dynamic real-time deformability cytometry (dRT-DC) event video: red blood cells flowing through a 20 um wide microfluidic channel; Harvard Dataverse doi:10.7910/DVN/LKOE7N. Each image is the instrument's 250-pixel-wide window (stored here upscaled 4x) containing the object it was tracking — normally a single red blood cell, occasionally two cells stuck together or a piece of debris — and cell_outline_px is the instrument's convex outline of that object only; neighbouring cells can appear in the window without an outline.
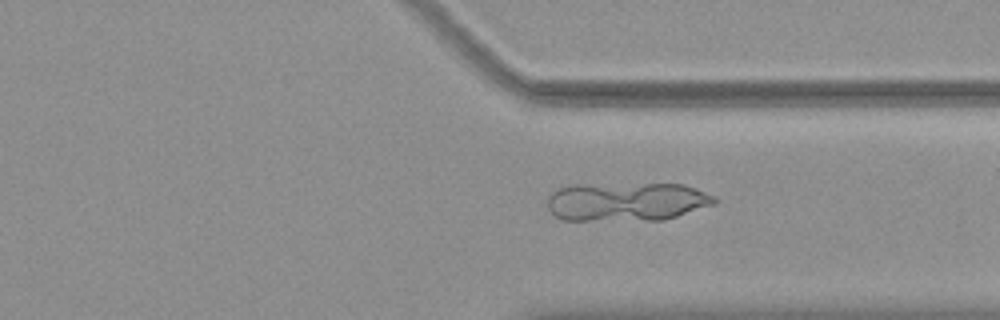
{"species": "common noctule bat (a hibernating species)", "species_latin": "Nyctalus noctula", "temperature_condition": "warm", "stored_images_in_passage": 23, "camera_frame_rate_fps": 3000, "um_per_image_px": 0.085, "animal": {"sex": "female", "body_mass_g": 19.9}, "frame": {"image": 1, "passage_image": 21, "time_ms": 6.667, "image_size_px": [1000, 320], "cell_outline_px": [[716, 204], [664, 220], [564, 220], [556, 216], [548, 208], [548, 196], [552, 192], [560, 188], [572, 184], [684, 184], [704, 192], [712, 196], [716, 200]], "centroid_in_image_um": [53.25, 17.14], "position_along_channel_um": 358.1, "area_um2": 37.74}}